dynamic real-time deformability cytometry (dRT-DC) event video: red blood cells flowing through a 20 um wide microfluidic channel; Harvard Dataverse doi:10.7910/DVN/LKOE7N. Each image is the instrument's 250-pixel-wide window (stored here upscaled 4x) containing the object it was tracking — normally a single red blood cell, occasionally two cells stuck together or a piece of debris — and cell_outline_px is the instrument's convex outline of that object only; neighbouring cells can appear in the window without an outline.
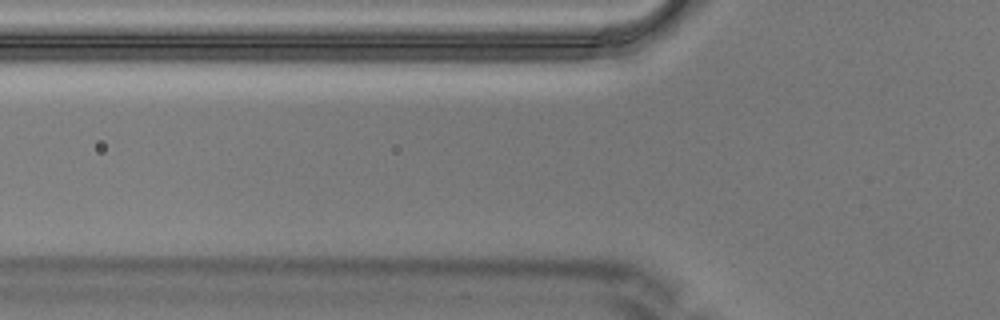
{"species": "Egyptian fruit bat (a non-hibernating species)", "species_latin": "Rousettus aegyptiacus", "temperature_condition": "warm", "stored_images_in_passage": 8, "camera_frame_rate_fps": 3000, "um_per_image_px": 0.085, "animal": {"sex": "male"}, "frame": {"image": 1, "passage_image": 2, "time_ms": 0.333, "image_size_px": [1000, 320], "cell_outline_px": [[224, 244], [220, 260], [216, 264], [212, 264], [144, 244], [140, 240], [148, 236], [208, 236], [220, 240]], "centroid_in_image_um": [16.08, 20.96], "position_along_channel_um": 109.7, "area_um2": 10.58}}